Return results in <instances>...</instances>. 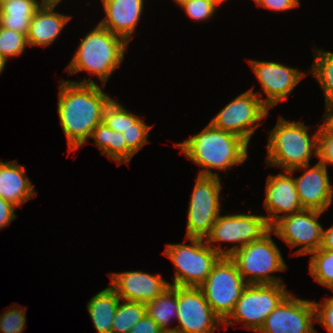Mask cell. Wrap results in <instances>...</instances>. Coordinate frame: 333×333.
<instances>
[{"instance_id":"1","label":"cell","mask_w":333,"mask_h":333,"mask_svg":"<svg viewBox=\"0 0 333 333\" xmlns=\"http://www.w3.org/2000/svg\"><path fill=\"white\" fill-rule=\"evenodd\" d=\"M57 113L67 138V152H76L103 122V112L112 99L92 78L80 81L60 79Z\"/></svg>"},{"instance_id":"2","label":"cell","mask_w":333,"mask_h":333,"mask_svg":"<svg viewBox=\"0 0 333 333\" xmlns=\"http://www.w3.org/2000/svg\"><path fill=\"white\" fill-rule=\"evenodd\" d=\"M175 147L202 168L198 175L203 176L219 177L213 169L225 172L235 165L244 164L249 157V145L241 137L218 129L210 122L201 132L190 135L183 142H175Z\"/></svg>"},{"instance_id":"3","label":"cell","mask_w":333,"mask_h":333,"mask_svg":"<svg viewBox=\"0 0 333 333\" xmlns=\"http://www.w3.org/2000/svg\"><path fill=\"white\" fill-rule=\"evenodd\" d=\"M129 45L123 38L97 23L81 39L64 70L69 75L86 71L91 77L96 75L105 86L114 71L124 61L126 48Z\"/></svg>"},{"instance_id":"4","label":"cell","mask_w":333,"mask_h":333,"mask_svg":"<svg viewBox=\"0 0 333 333\" xmlns=\"http://www.w3.org/2000/svg\"><path fill=\"white\" fill-rule=\"evenodd\" d=\"M309 126L301 121L281 117L269 131L266 167L292 170L310 164V158L318 157L319 128L309 134Z\"/></svg>"},{"instance_id":"5","label":"cell","mask_w":333,"mask_h":333,"mask_svg":"<svg viewBox=\"0 0 333 333\" xmlns=\"http://www.w3.org/2000/svg\"><path fill=\"white\" fill-rule=\"evenodd\" d=\"M273 234L274 231L270 228L259 239L229 256L247 284L284 283L280 276L272 275L288 268L281 251L272 239Z\"/></svg>"},{"instance_id":"6","label":"cell","mask_w":333,"mask_h":333,"mask_svg":"<svg viewBox=\"0 0 333 333\" xmlns=\"http://www.w3.org/2000/svg\"><path fill=\"white\" fill-rule=\"evenodd\" d=\"M191 245L167 243L164 255L174 264L171 286L200 287L221 257L201 238H186Z\"/></svg>"},{"instance_id":"7","label":"cell","mask_w":333,"mask_h":333,"mask_svg":"<svg viewBox=\"0 0 333 333\" xmlns=\"http://www.w3.org/2000/svg\"><path fill=\"white\" fill-rule=\"evenodd\" d=\"M285 286V283L248 284L223 326L227 328L242 322L243 328L258 332L266 317L289 294Z\"/></svg>"},{"instance_id":"8","label":"cell","mask_w":333,"mask_h":333,"mask_svg":"<svg viewBox=\"0 0 333 333\" xmlns=\"http://www.w3.org/2000/svg\"><path fill=\"white\" fill-rule=\"evenodd\" d=\"M248 284L229 256H221L200 286L214 313L224 322Z\"/></svg>"},{"instance_id":"9","label":"cell","mask_w":333,"mask_h":333,"mask_svg":"<svg viewBox=\"0 0 333 333\" xmlns=\"http://www.w3.org/2000/svg\"><path fill=\"white\" fill-rule=\"evenodd\" d=\"M270 229L264 215L253 213H237L219 215L213 224L210 234L205 242L220 256H230L250 242L259 239ZM217 242H219L218 245ZM234 243L231 248L226 245L221 247L220 243ZM237 243V244H236ZM227 248V249H226Z\"/></svg>"},{"instance_id":"10","label":"cell","mask_w":333,"mask_h":333,"mask_svg":"<svg viewBox=\"0 0 333 333\" xmlns=\"http://www.w3.org/2000/svg\"><path fill=\"white\" fill-rule=\"evenodd\" d=\"M221 178L198 175L190 196L186 238L205 239L221 214Z\"/></svg>"},{"instance_id":"11","label":"cell","mask_w":333,"mask_h":333,"mask_svg":"<svg viewBox=\"0 0 333 333\" xmlns=\"http://www.w3.org/2000/svg\"><path fill=\"white\" fill-rule=\"evenodd\" d=\"M253 90L252 86L236 96L210 121L214 127L241 137L248 145L270 110Z\"/></svg>"},{"instance_id":"12","label":"cell","mask_w":333,"mask_h":333,"mask_svg":"<svg viewBox=\"0 0 333 333\" xmlns=\"http://www.w3.org/2000/svg\"><path fill=\"white\" fill-rule=\"evenodd\" d=\"M324 213L314 209H303L281 217L270 228L276 237L282 239L292 249L294 256L309 255L321 248L323 227L318 218Z\"/></svg>"},{"instance_id":"13","label":"cell","mask_w":333,"mask_h":333,"mask_svg":"<svg viewBox=\"0 0 333 333\" xmlns=\"http://www.w3.org/2000/svg\"><path fill=\"white\" fill-rule=\"evenodd\" d=\"M248 63L261 84V90H263L262 94L261 91L255 93L269 109L288 99V95L308 72H302L298 68L274 61L248 59ZM263 94L266 95L265 98L262 97Z\"/></svg>"},{"instance_id":"14","label":"cell","mask_w":333,"mask_h":333,"mask_svg":"<svg viewBox=\"0 0 333 333\" xmlns=\"http://www.w3.org/2000/svg\"><path fill=\"white\" fill-rule=\"evenodd\" d=\"M313 301L289 293L266 317L258 333H318Z\"/></svg>"},{"instance_id":"15","label":"cell","mask_w":333,"mask_h":333,"mask_svg":"<svg viewBox=\"0 0 333 333\" xmlns=\"http://www.w3.org/2000/svg\"><path fill=\"white\" fill-rule=\"evenodd\" d=\"M177 322L178 333H213L223 325L200 287L178 286Z\"/></svg>"},{"instance_id":"16","label":"cell","mask_w":333,"mask_h":333,"mask_svg":"<svg viewBox=\"0 0 333 333\" xmlns=\"http://www.w3.org/2000/svg\"><path fill=\"white\" fill-rule=\"evenodd\" d=\"M327 166L318 161L314 166L290 170L296 184L297 193L304 209H314L325 212L333 204V185L328 175ZM296 170H302V175L294 177Z\"/></svg>"},{"instance_id":"17","label":"cell","mask_w":333,"mask_h":333,"mask_svg":"<svg viewBox=\"0 0 333 333\" xmlns=\"http://www.w3.org/2000/svg\"><path fill=\"white\" fill-rule=\"evenodd\" d=\"M278 175L269 174L265 186L264 207L268 212L264 218L271 227L281 217L303 210L293 173L282 170Z\"/></svg>"},{"instance_id":"18","label":"cell","mask_w":333,"mask_h":333,"mask_svg":"<svg viewBox=\"0 0 333 333\" xmlns=\"http://www.w3.org/2000/svg\"><path fill=\"white\" fill-rule=\"evenodd\" d=\"M110 286L121 300L147 303L159 296L170 282L161 274H150L140 270L109 273Z\"/></svg>"},{"instance_id":"19","label":"cell","mask_w":333,"mask_h":333,"mask_svg":"<svg viewBox=\"0 0 333 333\" xmlns=\"http://www.w3.org/2000/svg\"><path fill=\"white\" fill-rule=\"evenodd\" d=\"M144 1L101 0L105 17L98 24L129 44L143 15Z\"/></svg>"},{"instance_id":"20","label":"cell","mask_w":333,"mask_h":333,"mask_svg":"<svg viewBox=\"0 0 333 333\" xmlns=\"http://www.w3.org/2000/svg\"><path fill=\"white\" fill-rule=\"evenodd\" d=\"M58 5L42 4L31 19L28 46L48 47L60 36L72 16L55 11Z\"/></svg>"},{"instance_id":"21","label":"cell","mask_w":333,"mask_h":333,"mask_svg":"<svg viewBox=\"0 0 333 333\" xmlns=\"http://www.w3.org/2000/svg\"><path fill=\"white\" fill-rule=\"evenodd\" d=\"M25 171V165L20 166L16 160H0V197L16 208L37 194Z\"/></svg>"},{"instance_id":"22","label":"cell","mask_w":333,"mask_h":333,"mask_svg":"<svg viewBox=\"0 0 333 333\" xmlns=\"http://www.w3.org/2000/svg\"><path fill=\"white\" fill-rule=\"evenodd\" d=\"M41 0H0V26L27 36Z\"/></svg>"},{"instance_id":"23","label":"cell","mask_w":333,"mask_h":333,"mask_svg":"<svg viewBox=\"0 0 333 333\" xmlns=\"http://www.w3.org/2000/svg\"><path fill=\"white\" fill-rule=\"evenodd\" d=\"M120 297L111 287H107L87 302V311L98 333H111L113 319Z\"/></svg>"},{"instance_id":"24","label":"cell","mask_w":333,"mask_h":333,"mask_svg":"<svg viewBox=\"0 0 333 333\" xmlns=\"http://www.w3.org/2000/svg\"><path fill=\"white\" fill-rule=\"evenodd\" d=\"M93 144L98 147L102 155L115 161L118 166L123 163L129 165L134 154L126 147L123 134L110 129L104 122L99 123L93 130Z\"/></svg>"},{"instance_id":"25","label":"cell","mask_w":333,"mask_h":333,"mask_svg":"<svg viewBox=\"0 0 333 333\" xmlns=\"http://www.w3.org/2000/svg\"><path fill=\"white\" fill-rule=\"evenodd\" d=\"M178 286H168L154 300L146 303V313L163 331H175L169 327L173 316L177 320Z\"/></svg>"},{"instance_id":"26","label":"cell","mask_w":333,"mask_h":333,"mask_svg":"<svg viewBox=\"0 0 333 333\" xmlns=\"http://www.w3.org/2000/svg\"><path fill=\"white\" fill-rule=\"evenodd\" d=\"M314 49V59L308 74L319 83L325 97V103L333 101V52Z\"/></svg>"},{"instance_id":"27","label":"cell","mask_w":333,"mask_h":333,"mask_svg":"<svg viewBox=\"0 0 333 333\" xmlns=\"http://www.w3.org/2000/svg\"><path fill=\"white\" fill-rule=\"evenodd\" d=\"M145 314V303L120 299L111 333H128Z\"/></svg>"},{"instance_id":"28","label":"cell","mask_w":333,"mask_h":333,"mask_svg":"<svg viewBox=\"0 0 333 333\" xmlns=\"http://www.w3.org/2000/svg\"><path fill=\"white\" fill-rule=\"evenodd\" d=\"M309 255V274L314 281L333 291V251L319 248Z\"/></svg>"},{"instance_id":"29","label":"cell","mask_w":333,"mask_h":333,"mask_svg":"<svg viewBox=\"0 0 333 333\" xmlns=\"http://www.w3.org/2000/svg\"><path fill=\"white\" fill-rule=\"evenodd\" d=\"M112 98L103 112V122L112 130L123 133L140 117L129 112L118 100Z\"/></svg>"},{"instance_id":"30","label":"cell","mask_w":333,"mask_h":333,"mask_svg":"<svg viewBox=\"0 0 333 333\" xmlns=\"http://www.w3.org/2000/svg\"><path fill=\"white\" fill-rule=\"evenodd\" d=\"M27 46L25 34L0 26V54L6 62L10 58L21 56Z\"/></svg>"},{"instance_id":"31","label":"cell","mask_w":333,"mask_h":333,"mask_svg":"<svg viewBox=\"0 0 333 333\" xmlns=\"http://www.w3.org/2000/svg\"><path fill=\"white\" fill-rule=\"evenodd\" d=\"M153 125H148L140 117L135 123L131 124L125 131H123V138L126 147L135 155L144 145L149 143L148 133Z\"/></svg>"},{"instance_id":"32","label":"cell","mask_w":333,"mask_h":333,"mask_svg":"<svg viewBox=\"0 0 333 333\" xmlns=\"http://www.w3.org/2000/svg\"><path fill=\"white\" fill-rule=\"evenodd\" d=\"M13 304L5 312L0 314L1 333H23L26 323V308Z\"/></svg>"},{"instance_id":"33","label":"cell","mask_w":333,"mask_h":333,"mask_svg":"<svg viewBox=\"0 0 333 333\" xmlns=\"http://www.w3.org/2000/svg\"><path fill=\"white\" fill-rule=\"evenodd\" d=\"M186 16L196 22L208 21L217 11V7L209 0H188L180 5Z\"/></svg>"},{"instance_id":"34","label":"cell","mask_w":333,"mask_h":333,"mask_svg":"<svg viewBox=\"0 0 333 333\" xmlns=\"http://www.w3.org/2000/svg\"><path fill=\"white\" fill-rule=\"evenodd\" d=\"M316 312V323L333 333V295L322 300L321 303L313 300Z\"/></svg>"},{"instance_id":"35","label":"cell","mask_w":333,"mask_h":333,"mask_svg":"<svg viewBox=\"0 0 333 333\" xmlns=\"http://www.w3.org/2000/svg\"><path fill=\"white\" fill-rule=\"evenodd\" d=\"M323 164L333 165V135L318 136V157Z\"/></svg>"},{"instance_id":"36","label":"cell","mask_w":333,"mask_h":333,"mask_svg":"<svg viewBox=\"0 0 333 333\" xmlns=\"http://www.w3.org/2000/svg\"><path fill=\"white\" fill-rule=\"evenodd\" d=\"M300 0H261L257 6L270 11L283 12L300 6Z\"/></svg>"},{"instance_id":"37","label":"cell","mask_w":333,"mask_h":333,"mask_svg":"<svg viewBox=\"0 0 333 333\" xmlns=\"http://www.w3.org/2000/svg\"><path fill=\"white\" fill-rule=\"evenodd\" d=\"M163 330L146 313L128 333H161Z\"/></svg>"},{"instance_id":"38","label":"cell","mask_w":333,"mask_h":333,"mask_svg":"<svg viewBox=\"0 0 333 333\" xmlns=\"http://www.w3.org/2000/svg\"><path fill=\"white\" fill-rule=\"evenodd\" d=\"M16 209L18 208L0 197V230L16 219Z\"/></svg>"},{"instance_id":"39","label":"cell","mask_w":333,"mask_h":333,"mask_svg":"<svg viewBox=\"0 0 333 333\" xmlns=\"http://www.w3.org/2000/svg\"><path fill=\"white\" fill-rule=\"evenodd\" d=\"M324 117H322V123L319 126V135H333V101L325 103Z\"/></svg>"},{"instance_id":"40","label":"cell","mask_w":333,"mask_h":333,"mask_svg":"<svg viewBox=\"0 0 333 333\" xmlns=\"http://www.w3.org/2000/svg\"><path fill=\"white\" fill-rule=\"evenodd\" d=\"M321 248L333 251V225L328 229H323Z\"/></svg>"},{"instance_id":"41","label":"cell","mask_w":333,"mask_h":333,"mask_svg":"<svg viewBox=\"0 0 333 333\" xmlns=\"http://www.w3.org/2000/svg\"><path fill=\"white\" fill-rule=\"evenodd\" d=\"M62 0H42V4H52V5H59Z\"/></svg>"},{"instance_id":"42","label":"cell","mask_w":333,"mask_h":333,"mask_svg":"<svg viewBox=\"0 0 333 333\" xmlns=\"http://www.w3.org/2000/svg\"><path fill=\"white\" fill-rule=\"evenodd\" d=\"M5 66H6V60L0 54V75L3 72V70H5L4 69Z\"/></svg>"},{"instance_id":"43","label":"cell","mask_w":333,"mask_h":333,"mask_svg":"<svg viewBox=\"0 0 333 333\" xmlns=\"http://www.w3.org/2000/svg\"><path fill=\"white\" fill-rule=\"evenodd\" d=\"M211 3H213L217 8L220 7L221 4H224L227 0H209Z\"/></svg>"},{"instance_id":"44","label":"cell","mask_w":333,"mask_h":333,"mask_svg":"<svg viewBox=\"0 0 333 333\" xmlns=\"http://www.w3.org/2000/svg\"><path fill=\"white\" fill-rule=\"evenodd\" d=\"M173 1H174V3L176 2V4L178 6H180L183 2L188 1V0H173Z\"/></svg>"},{"instance_id":"45","label":"cell","mask_w":333,"mask_h":333,"mask_svg":"<svg viewBox=\"0 0 333 333\" xmlns=\"http://www.w3.org/2000/svg\"><path fill=\"white\" fill-rule=\"evenodd\" d=\"M161 333H178L176 331H162Z\"/></svg>"},{"instance_id":"46","label":"cell","mask_w":333,"mask_h":333,"mask_svg":"<svg viewBox=\"0 0 333 333\" xmlns=\"http://www.w3.org/2000/svg\"><path fill=\"white\" fill-rule=\"evenodd\" d=\"M260 1H261V0H254V2H255L256 4H258Z\"/></svg>"}]
</instances>
